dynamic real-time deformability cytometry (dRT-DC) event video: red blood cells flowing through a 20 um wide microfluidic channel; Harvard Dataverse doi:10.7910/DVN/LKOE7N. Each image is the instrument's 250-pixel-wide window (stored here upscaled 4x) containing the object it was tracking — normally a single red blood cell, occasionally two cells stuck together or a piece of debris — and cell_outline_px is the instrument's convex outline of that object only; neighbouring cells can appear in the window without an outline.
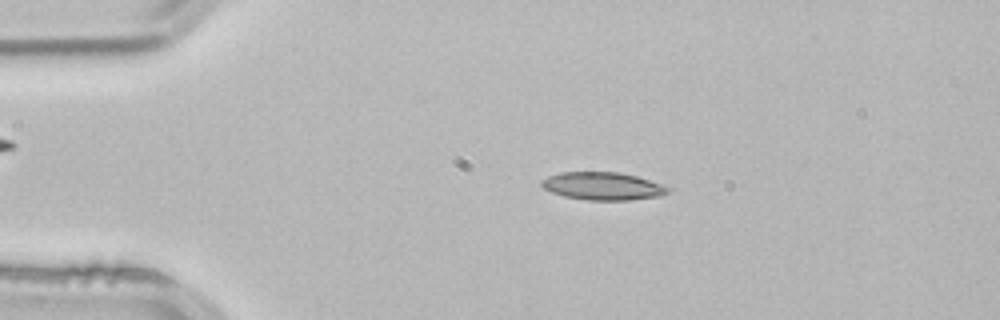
{"species": "common noctule bat (a hibernating species)", "species_latin": "Nyctalus noctula", "temperature_condition": "room temperature", "stored_images_in_passage": 2, "camera_frame_rate_fps": 3000, "um_per_image_px": 0.085, "animal": {"sex": "male", "body_mass_g": 21.5, "forearm_length_mm": 52.0}, "frame": {"image": 1, "passage_image": 2, "time_ms": 0.333, "image_size_px": [1000, 320], "cell_outline_px": [[672, 188], [668, 192], [660, 196], [628, 200], [588, 200], [564, 196], [552, 192], [544, 188], [540, 184], [540, 180], [548, 176], [560, 172], [620, 172], [636, 176]], "centroid_in_image_um": [51.21, 15.81], "position_along_channel_um": 33.8, "area_um2": 20.4}}